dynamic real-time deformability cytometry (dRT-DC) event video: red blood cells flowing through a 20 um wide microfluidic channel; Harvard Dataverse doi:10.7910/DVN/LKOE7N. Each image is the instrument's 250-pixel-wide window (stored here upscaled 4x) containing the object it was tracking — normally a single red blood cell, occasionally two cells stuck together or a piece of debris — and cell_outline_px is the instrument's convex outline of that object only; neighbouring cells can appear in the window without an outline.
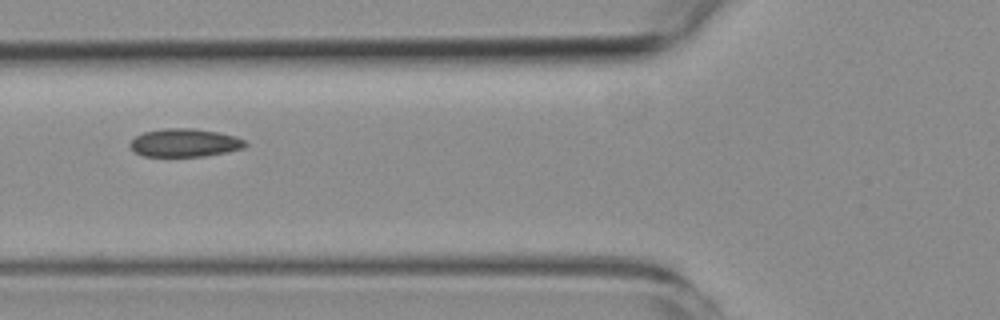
{"species": "common noctule bat (a hibernating species)", "species_latin": "Nyctalus noctula", "temperature_condition": "room temperature", "stored_images_in_passage": 6, "camera_frame_rate_fps": 3000, "um_per_image_px": 0.085, "animal": {"sex": "female", "body_mass_g": 19.3, "forearm_length_mm": 54.1}, "frame": {"image": 1, "passage_image": 3, "time_ms": 2.333, "image_size_px": [1000, 320], "cell_outline_px": [[248, 144], [244, 148], [228, 152], [204, 156], [144, 156], [136, 152], [128, 144], [136, 136], [144, 132], [164, 128], [192, 128], [216, 132], [236, 136], [244, 140]], "centroid_in_image_um": [15.72, 12.13], "position_along_channel_um": 110.1, "area_um2": 18.84}}
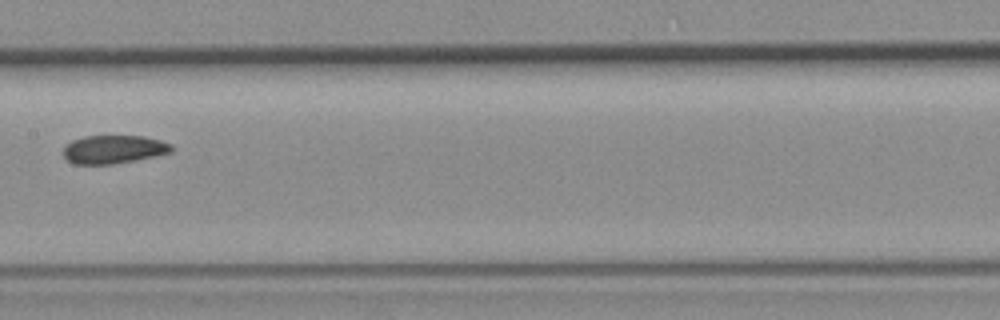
{"frame": {"image": 2, "passage_image": 5, "time_ms": 4.667, "image_size_px": [1000, 320], "cell_outline_px": [[172, 152], [156, 156], [136, 160], [112, 164], [76, 164], [68, 160], [60, 152], [72, 140], [84, 136], [144, 136], [160, 140], [172, 144]], "centroid_in_image_um": [9.66, 12.69], "position_along_channel_um": 197.7, "area_um2": 17.92}}
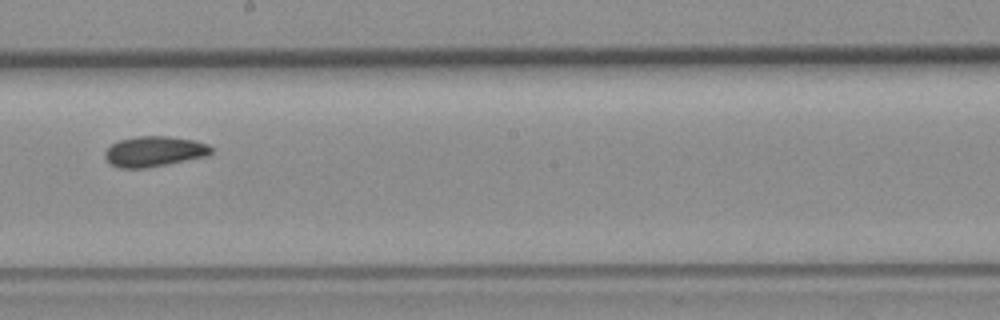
{"frame": {"image": 3, "passage_image": 6, "time_ms": 5.667, "image_size_px": [1000, 320], "cell_outline_px": [[212, 152], [208, 156], [148, 168], [120, 168], [112, 164], [104, 156], [104, 152], [112, 144], [120, 140], [136, 136], [168, 136], [192, 140], [208, 144], [212, 148]], "centroid_in_image_um": [13.13, 12.87], "position_along_channel_um": 235.1, "area_um2": 18.79}}